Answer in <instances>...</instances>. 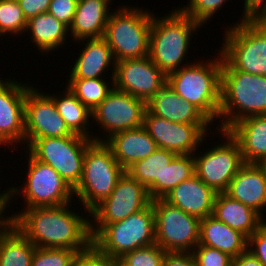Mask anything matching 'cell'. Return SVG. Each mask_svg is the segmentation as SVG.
<instances>
[{
  "label": "cell",
  "mask_w": 266,
  "mask_h": 266,
  "mask_svg": "<svg viewBox=\"0 0 266 266\" xmlns=\"http://www.w3.org/2000/svg\"><path fill=\"white\" fill-rule=\"evenodd\" d=\"M71 206L68 203L57 207L24 208L9 217L35 247L72 249L80 253L92 245L90 217L76 213Z\"/></svg>",
  "instance_id": "6da1fadb"
},
{
  "label": "cell",
  "mask_w": 266,
  "mask_h": 266,
  "mask_svg": "<svg viewBox=\"0 0 266 266\" xmlns=\"http://www.w3.org/2000/svg\"><path fill=\"white\" fill-rule=\"evenodd\" d=\"M196 266H231L232 259L229 254L205 245H197L191 251Z\"/></svg>",
  "instance_id": "74e56055"
},
{
  "label": "cell",
  "mask_w": 266,
  "mask_h": 266,
  "mask_svg": "<svg viewBox=\"0 0 266 266\" xmlns=\"http://www.w3.org/2000/svg\"><path fill=\"white\" fill-rule=\"evenodd\" d=\"M112 0H78L73 21L68 28L73 42L104 37ZM71 36V37H70Z\"/></svg>",
  "instance_id": "603a6c76"
},
{
  "label": "cell",
  "mask_w": 266,
  "mask_h": 266,
  "mask_svg": "<svg viewBox=\"0 0 266 266\" xmlns=\"http://www.w3.org/2000/svg\"><path fill=\"white\" fill-rule=\"evenodd\" d=\"M112 82L102 78L94 79H68L66 87L91 111L106 98L114 89ZM109 84V85H108ZM112 86V87H111Z\"/></svg>",
  "instance_id": "1f68e13d"
},
{
  "label": "cell",
  "mask_w": 266,
  "mask_h": 266,
  "mask_svg": "<svg viewBox=\"0 0 266 266\" xmlns=\"http://www.w3.org/2000/svg\"><path fill=\"white\" fill-rule=\"evenodd\" d=\"M31 85L25 95V145L35 139L75 135L59 114L51 93ZM46 93V94H45ZM48 93V94H47Z\"/></svg>",
  "instance_id": "9a60e30c"
},
{
  "label": "cell",
  "mask_w": 266,
  "mask_h": 266,
  "mask_svg": "<svg viewBox=\"0 0 266 266\" xmlns=\"http://www.w3.org/2000/svg\"><path fill=\"white\" fill-rule=\"evenodd\" d=\"M71 266H113L112 259L99 252L93 245L78 253Z\"/></svg>",
  "instance_id": "60d3db41"
},
{
  "label": "cell",
  "mask_w": 266,
  "mask_h": 266,
  "mask_svg": "<svg viewBox=\"0 0 266 266\" xmlns=\"http://www.w3.org/2000/svg\"><path fill=\"white\" fill-rule=\"evenodd\" d=\"M8 193L9 190H5L2 193H0V233L11 223L9 213L5 216L3 215L4 212H6V207L9 208L8 204ZM6 217V218H5Z\"/></svg>",
  "instance_id": "f6af8a7d"
},
{
  "label": "cell",
  "mask_w": 266,
  "mask_h": 266,
  "mask_svg": "<svg viewBox=\"0 0 266 266\" xmlns=\"http://www.w3.org/2000/svg\"><path fill=\"white\" fill-rule=\"evenodd\" d=\"M216 194L195 174L174 187L163 199L201 220L212 215Z\"/></svg>",
  "instance_id": "ffe728a7"
},
{
  "label": "cell",
  "mask_w": 266,
  "mask_h": 266,
  "mask_svg": "<svg viewBox=\"0 0 266 266\" xmlns=\"http://www.w3.org/2000/svg\"><path fill=\"white\" fill-rule=\"evenodd\" d=\"M231 266H263L249 251L240 254L232 259Z\"/></svg>",
  "instance_id": "bcb514c9"
},
{
  "label": "cell",
  "mask_w": 266,
  "mask_h": 266,
  "mask_svg": "<svg viewBox=\"0 0 266 266\" xmlns=\"http://www.w3.org/2000/svg\"><path fill=\"white\" fill-rule=\"evenodd\" d=\"M35 246L10 223L0 233V266H31Z\"/></svg>",
  "instance_id": "4dcf8cb0"
},
{
  "label": "cell",
  "mask_w": 266,
  "mask_h": 266,
  "mask_svg": "<svg viewBox=\"0 0 266 266\" xmlns=\"http://www.w3.org/2000/svg\"><path fill=\"white\" fill-rule=\"evenodd\" d=\"M155 243V213L151 203L124 220L106 224L92 238V245L110 259L122 258L128 252Z\"/></svg>",
  "instance_id": "ba28073f"
},
{
  "label": "cell",
  "mask_w": 266,
  "mask_h": 266,
  "mask_svg": "<svg viewBox=\"0 0 266 266\" xmlns=\"http://www.w3.org/2000/svg\"><path fill=\"white\" fill-rule=\"evenodd\" d=\"M166 251L156 243L126 253L122 259L130 266H162Z\"/></svg>",
  "instance_id": "8d00e7d4"
},
{
  "label": "cell",
  "mask_w": 266,
  "mask_h": 266,
  "mask_svg": "<svg viewBox=\"0 0 266 266\" xmlns=\"http://www.w3.org/2000/svg\"><path fill=\"white\" fill-rule=\"evenodd\" d=\"M217 131L226 140L200 152L201 156L194 153L195 174L216 193H224L245 162L238 141L229 131Z\"/></svg>",
  "instance_id": "8fae6325"
},
{
  "label": "cell",
  "mask_w": 266,
  "mask_h": 266,
  "mask_svg": "<svg viewBox=\"0 0 266 266\" xmlns=\"http://www.w3.org/2000/svg\"><path fill=\"white\" fill-rule=\"evenodd\" d=\"M92 139L81 135L35 139L25 149L39 162L51 166L74 190L83 174L87 147Z\"/></svg>",
  "instance_id": "30bf717a"
},
{
  "label": "cell",
  "mask_w": 266,
  "mask_h": 266,
  "mask_svg": "<svg viewBox=\"0 0 266 266\" xmlns=\"http://www.w3.org/2000/svg\"><path fill=\"white\" fill-rule=\"evenodd\" d=\"M78 0H51L48 11L68 28L73 21Z\"/></svg>",
  "instance_id": "f35d334b"
},
{
  "label": "cell",
  "mask_w": 266,
  "mask_h": 266,
  "mask_svg": "<svg viewBox=\"0 0 266 266\" xmlns=\"http://www.w3.org/2000/svg\"><path fill=\"white\" fill-rule=\"evenodd\" d=\"M28 170L23 186L7 188L8 204L13 198L22 195L24 208L57 207L72 202L74 190L51 166L36 160L27 150ZM22 187V188H21ZM21 190V191H20ZM15 195V196H14ZM17 195V196H16ZM73 199V200H71Z\"/></svg>",
  "instance_id": "9c48e42d"
},
{
  "label": "cell",
  "mask_w": 266,
  "mask_h": 266,
  "mask_svg": "<svg viewBox=\"0 0 266 266\" xmlns=\"http://www.w3.org/2000/svg\"><path fill=\"white\" fill-rule=\"evenodd\" d=\"M224 193L249 206L264 218L263 211L266 210V166L264 164L245 163L231 180Z\"/></svg>",
  "instance_id": "d6986e66"
},
{
  "label": "cell",
  "mask_w": 266,
  "mask_h": 266,
  "mask_svg": "<svg viewBox=\"0 0 266 266\" xmlns=\"http://www.w3.org/2000/svg\"><path fill=\"white\" fill-rule=\"evenodd\" d=\"M28 31L33 44L40 50V53L44 52L45 55L48 54L47 52H55L54 50H57L59 46L64 47L70 35L68 27L49 12L29 19L25 33Z\"/></svg>",
  "instance_id": "f1b7e54d"
},
{
  "label": "cell",
  "mask_w": 266,
  "mask_h": 266,
  "mask_svg": "<svg viewBox=\"0 0 266 266\" xmlns=\"http://www.w3.org/2000/svg\"><path fill=\"white\" fill-rule=\"evenodd\" d=\"M61 96L50 95L69 130L77 135H81L94 141V132H90L89 120L92 119V112L66 87L62 90ZM91 133V134H89ZM94 133V135H93Z\"/></svg>",
  "instance_id": "f546056e"
},
{
  "label": "cell",
  "mask_w": 266,
  "mask_h": 266,
  "mask_svg": "<svg viewBox=\"0 0 266 266\" xmlns=\"http://www.w3.org/2000/svg\"><path fill=\"white\" fill-rule=\"evenodd\" d=\"M224 33L222 58L236 71L266 76V15L240 19Z\"/></svg>",
  "instance_id": "5b68a950"
},
{
  "label": "cell",
  "mask_w": 266,
  "mask_h": 266,
  "mask_svg": "<svg viewBox=\"0 0 266 266\" xmlns=\"http://www.w3.org/2000/svg\"><path fill=\"white\" fill-rule=\"evenodd\" d=\"M147 110L174 123L211 125L212 122L192 103L182 99L167 84L147 102Z\"/></svg>",
  "instance_id": "cb8c5ba5"
},
{
  "label": "cell",
  "mask_w": 266,
  "mask_h": 266,
  "mask_svg": "<svg viewBox=\"0 0 266 266\" xmlns=\"http://www.w3.org/2000/svg\"><path fill=\"white\" fill-rule=\"evenodd\" d=\"M228 131L238 141L245 163L266 162V115L241 119Z\"/></svg>",
  "instance_id": "d4e9b609"
},
{
  "label": "cell",
  "mask_w": 266,
  "mask_h": 266,
  "mask_svg": "<svg viewBox=\"0 0 266 266\" xmlns=\"http://www.w3.org/2000/svg\"><path fill=\"white\" fill-rule=\"evenodd\" d=\"M162 266H196L191 252H166Z\"/></svg>",
  "instance_id": "7bdbcfd3"
},
{
  "label": "cell",
  "mask_w": 266,
  "mask_h": 266,
  "mask_svg": "<svg viewBox=\"0 0 266 266\" xmlns=\"http://www.w3.org/2000/svg\"><path fill=\"white\" fill-rule=\"evenodd\" d=\"M27 19L17 0H0V37L25 35Z\"/></svg>",
  "instance_id": "836d02e7"
},
{
  "label": "cell",
  "mask_w": 266,
  "mask_h": 266,
  "mask_svg": "<svg viewBox=\"0 0 266 266\" xmlns=\"http://www.w3.org/2000/svg\"><path fill=\"white\" fill-rule=\"evenodd\" d=\"M124 173L125 170L104 142L93 141L87 147L83 174L74 189V196L81 202L86 214L111 195Z\"/></svg>",
  "instance_id": "52a82bcc"
},
{
  "label": "cell",
  "mask_w": 266,
  "mask_h": 266,
  "mask_svg": "<svg viewBox=\"0 0 266 266\" xmlns=\"http://www.w3.org/2000/svg\"><path fill=\"white\" fill-rule=\"evenodd\" d=\"M195 175L194 154L177 155L163 173V198L171 190Z\"/></svg>",
  "instance_id": "d6a6232c"
},
{
  "label": "cell",
  "mask_w": 266,
  "mask_h": 266,
  "mask_svg": "<svg viewBox=\"0 0 266 266\" xmlns=\"http://www.w3.org/2000/svg\"><path fill=\"white\" fill-rule=\"evenodd\" d=\"M247 251L266 266V221L248 238Z\"/></svg>",
  "instance_id": "ab89813d"
},
{
  "label": "cell",
  "mask_w": 266,
  "mask_h": 266,
  "mask_svg": "<svg viewBox=\"0 0 266 266\" xmlns=\"http://www.w3.org/2000/svg\"><path fill=\"white\" fill-rule=\"evenodd\" d=\"M260 115H266V76L236 71L223 59L216 129L228 130L241 119Z\"/></svg>",
  "instance_id": "3957f363"
},
{
  "label": "cell",
  "mask_w": 266,
  "mask_h": 266,
  "mask_svg": "<svg viewBox=\"0 0 266 266\" xmlns=\"http://www.w3.org/2000/svg\"><path fill=\"white\" fill-rule=\"evenodd\" d=\"M104 143L125 171L158 149L155 140L143 126L114 133Z\"/></svg>",
  "instance_id": "7402d4cb"
},
{
  "label": "cell",
  "mask_w": 266,
  "mask_h": 266,
  "mask_svg": "<svg viewBox=\"0 0 266 266\" xmlns=\"http://www.w3.org/2000/svg\"><path fill=\"white\" fill-rule=\"evenodd\" d=\"M212 216L241 232L247 238L266 220L249 206L232 199L225 193L216 194Z\"/></svg>",
  "instance_id": "484cf974"
},
{
  "label": "cell",
  "mask_w": 266,
  "mask_h": 266,
  "mask_svg": "<svg viewBox=\"0 0 266 266\" xmlns=\"http://www.w3.org/2000/svg\"><path fill=\"white\" fill-rule=\"evenodd\" d=\"M30 86L0 78V142L7 147L25 146V95Z\"/></svg>",
  "instance_id": "ac0fdd59"
},
{
  "label": "cell",
  "mask_w": 266,
  "mask_h": 266,
  "mask_svg": "<svg viewBox=\"0 0 266 266\" xmlns=\"http://www.w3.org/2000/svg\"><path fill=\"white\" fill-rule=\"evenodd\" d=\"M177 155L173 151L158 148L125 172L147 188L151 200L163 199V173Z\"/></svg>",
  "instance_id": "83f0119b"
},
{
  "label": "cell",
  "mask_w": 266,
  "mask_h": 266,
  "mask_svg": "<svg viewBox=\"0 0 266 266\" xmlns=\"http://www.w3.org/2000/svg\"><path fill=\"white\" fill-rule=\"evenodd\" d=\"M151 198L145 186L124 173L111 195L98 204L90 213V234L93 238L106 224L121 221L150 203ZM94 218V219H93Z\"/></svg>",
  "instance_id": "4fadbf2b"
},
{
  "label": "cell",
  "mask_w": 266,
  "mask_h": 266,
  "mask_svg": "<svg viewBox=\"0 0 266 266\" xmlns=\"http://www.w3.org/2000/svg\"><path fill=\"white\" fill-rule=\"evenodd\" d=\"M146 110L145 101L114 88L92 112V123L106 134L95 136L94 141L104 142L114 133L143 126Z\"/></svg>",
  "instance_id": "5bb4252c"
},
{
  "label": "cell",
  "mask_w": 266,
  "mask_h": 266,
  "mask_svg": "<svg viewBox=\"0 0 266 266\" xmlns=\"http://www.w3.org/2000/svg\"><path fill=\"white\" fill-rule=\"evenodd\" d=\"M237 257L247 251L248 238L210 215L200 220L199 244Z\"/></svg>",
  "instance_id": "4316f807"
},
{
  "label": "cell",
  "mask_w": 266,
  "mask_h": 266,
  "mask_svg": "<svg viewBox=\"0 0 266 266\" xmlns=\"http://www.w3.org/2000/svg\"><path fill=\"white\" fill-rule=\"evenodd\" d=\"M27 21L48 11L51 0H17Z\"/></svg>",
  "instance_id": "b9f144b4"
},
{
  "label": "cell",
  "mask_w": 266,
  "mask_h": 266,
  "mask_svg": "<svg viewBox=\"0 0 266 266\" xmlns=\"http://www.w3.org/2000/svg\"><path fill=\"white\" fill-rule=\"evenodd\" d=\"M201 27L200 23L177 7L158 18L153 12L149 58L166 76L179 70L182 68L181 63L187 62L185 57L189 52L193 33Z\"/></svg>",
  "instance_id": "277c9868"
},
{
  "label": "cell",
  "mask_w": 266,
  "mask_h": 266,
  "mask_svg": "<svg viewBox=\"0 0 266 266\" xmlns=\"http://www.w3.org/2000/svg\"><path fill=\"white\" fill-rule=\"evenodd\" d=\"M217 54L210 61L195 59L193 63H184L182 68L167 75V85L198 108L212 123L219 120L221 103L223 58L220 51Z\"/></svg>",
  "instance_id": "7a4b0ae2"
},
{
  "label": "cell",
  "mask_w": 266,
  "mask_h": 266,
  "mask_svg": "<svg viewBox=\"0 0 266 266\" xmlns=\"http://www.w3.org/2000/svg\"><path fill=\"white\" fill-rule=\"evenodd\" d=\"M119 7L110 13L104 34L115 62L149 56L153 11L136 6Z\"/></svg>",
  "instance_id": "8992f818"
},
{
  "label": "cell",
  "mask_w": 266,
  "mask_h": 266,
  "mask_svg": "<svg viewBox=\"0 0 266 266\" xmlns=\"http://www.w3.org/2000/svg\"><path fill=\"white\" fill-rule=\"evenodd\" d=\"M78 251L59 248H35L31 266H71Z\"/></svg>",
  "instance_id": "e575fe53"
},
{
  "label": "cell",
  "mask_w": 266,
  "mask_h": 266,
  "mask_svg": "<svg viewBox=\"0 0 266 266\" xmlns=\"http://www.w3.org/2000/svg\"><path fill=\"white\" fill-rule=\"evenodd\" d=\"M112 263H113V266H130L122 258H114L112 259Z\"/></svg>",
  "instance_id": "7dc6e473"
},
{
  "label": "cell",
  "mask_w": 266,
  "mask_h": 266,
  "mask_svg": "<svg viewBox=\"0 0 266 266\" xmlns=\"http://www.w3.org/2000/svg\"><path fill=\"white\" fill-rule=\"evenodd\" d=\"M80 41L86 43H83L82 53L81 51L78 53L67 79L104 78L105 76L102 74H105L107 70L110 71V66L112 68L111 78L114 79L115 59L107 40L104 37H100L82 39L77 42Z\"/></svg>",
  "instance_id": "44dd1931"
},
{
  "label": "cell",
  "mask_w": 266,
  "mask_h": 266,
  "mask_svg": "<svg viewBox=\"0 0 266 266\" xmlns=\"http://www.w3.org/2000/svg\"><path fill=\"white\" fill-rule=\"evenodd\" d=\"M155 213V241L166 252H191L199 244L200 219L164 199L151 201Z\"/></svg>",
  "instance_id": "7c38bea8"
},
{
  "label": "cell",
  "mask_w": 266,
  "mask_h": 266,
  "mask_svg": "<svg viewBox=\"0 0 266 266\" xmlns=\"http://www.w3.org/2000/svg\"><path fill=\"white\" fill-rule=\"evenodd\" d=\"M143 127L148 134L155 140L160 149H166L181 154H194L206 141L205 137L214 134L210 125H195L174 123L165 118L145 111ZM209 134H208V131ZM208 134V135H207Z\"/></svg>",
  "instance_id": "2e32d148"
},
{
  "label": "cell",
  "mask_w": 266,
  "mask_h": 266,
  "mask_svg": "<svg viewBox=\"0 0 266 266\" xmlns=\"http://www.w3.org/2000/svg\"><path fill=\"white\" fill-rule=\"evenodd\" d=\"M241 20L248 19L254 15H266V0H244Z\"/></svg>",
  "instance_id": "ee69618b"
},
{
  "label": "cell",
  "mask_w": 266,
  "mask_h": 266,
  "mask_svg": "<svg viewBox=\"0 0 266 266\" xmlns=\"http://www.w3.org/2000/svg\"><path fill=\"white\" fill-rule=\"evenodd\" d=\"M167 76L149 56L115 62L114 88L149 102L165 85Z\"/></svg>",
  "instance_id": "e0dca14e"
},
{
  "label": "cell",
  "mask_w": 266,
  "mask_h": 266,
  "mask_svg": "<svg viewBox=\"0 0 266 266\" xmlns=\"http://www.w3.org/2000/svg\"><path fill=\"white\" fill-rule=\"evenodd\" d=\"M227 1L229 0H189L186 6L178 8L194 21L205 26L207 21L209 22L210 18H213V15L219 12Z\"/></svg>",
  "instance_id": "d590c367"
}]
</instances>
